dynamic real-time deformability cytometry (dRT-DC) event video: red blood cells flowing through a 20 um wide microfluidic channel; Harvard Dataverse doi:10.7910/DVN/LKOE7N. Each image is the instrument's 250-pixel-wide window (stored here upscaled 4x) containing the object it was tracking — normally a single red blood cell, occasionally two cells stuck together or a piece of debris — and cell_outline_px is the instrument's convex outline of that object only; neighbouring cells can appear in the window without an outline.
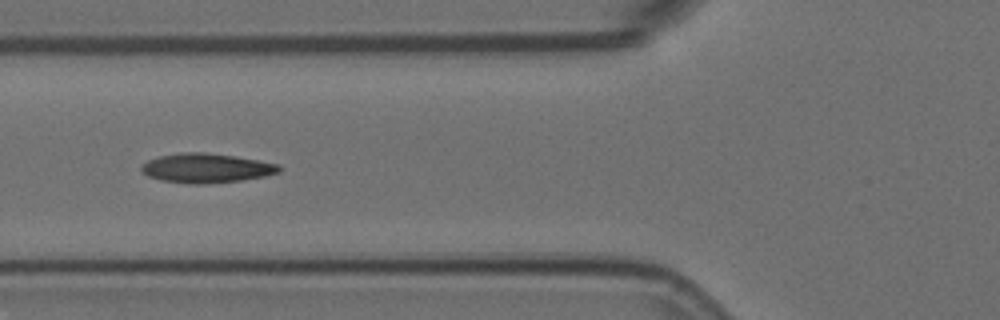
{"species": "Egyptian fruit bat (a non-hibernating species)", "species_latin": "Rousettus aegyptiacus", "temperature_condition": "room temperature", "stored_images_in_passage": 12, "camera_frame_rate_fps": 3000, "um_per_image_px": 0.085, "animal": {"sex": "female"}, "frame": {"image": 1, "passage_image": 4, "time_ms": 1.0, "image_size_px": [1000, 320], "cell_outline_px": [[280, 172], [264, 176], [240, 180], [204, 184], [192, 184], [160, 180], [148, 176], [140, 172], [140, 168], [148, 160], [160, 156], [180, 152], [204, 152], [232, 156], [280, 164]], "centroid_in_image_um": [17.5, 14.29], "position_along_channel_um": 108.3, "area_um2": 23.41}}
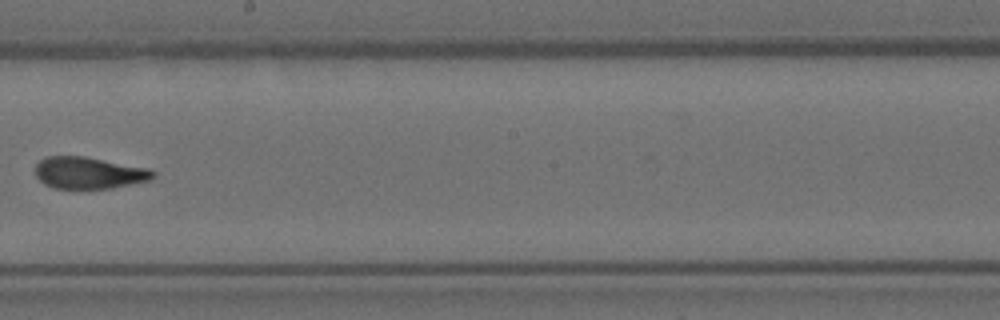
{"frame": {"image": 2, "passage_image": 7, "time_ms": 2.0, "image_size_px": [1000, 320], "cell_outline_px": [[156, 176], [152, 180], [112, 188], [56, 188], [44, 184], [36, 176], [36, 164], [40, 160], [48, 156], [84, 156], [148, 168], [156, 172]], "centroid_in_image_um": [7.59, 14.69], "position_along_channel_um": 240.6, "area_um2": 21.79}}
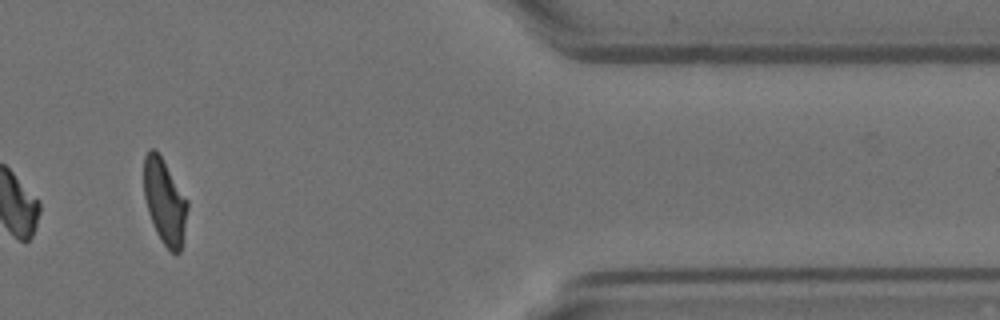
{"frame": {"image": 3, "passage_image": 11, "time_ms": 3.333, "image_size_px": [1000, 320], "cell_outline_px": [[188, 208], [180, 252], [172, 252], [160, 240], [152, 224], [148, 212], [144, 196], [144, 156], [152, 148], [156, 148], [188, 200]], "centroid_in_image_um": [13.99, 17.11], "position_along_channel_um": 397.4, "area_um2": 21.5}}